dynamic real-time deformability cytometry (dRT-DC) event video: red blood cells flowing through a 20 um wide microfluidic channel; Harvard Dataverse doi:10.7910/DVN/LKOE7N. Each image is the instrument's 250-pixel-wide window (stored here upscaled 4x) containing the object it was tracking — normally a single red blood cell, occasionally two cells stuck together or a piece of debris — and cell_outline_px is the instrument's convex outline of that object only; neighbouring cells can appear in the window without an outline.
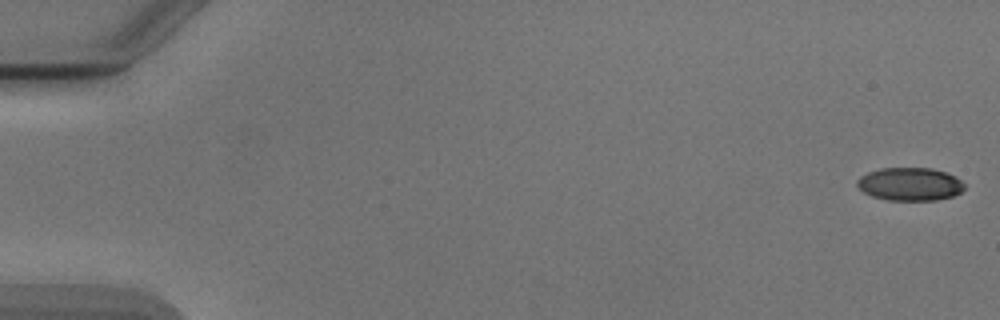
{"species": "Egyptian fruit bat (a non-hibernating species)", "species_latin": "Rousettus aegyptiacus", "temperature_condition": "cold", "stored_images_in_passage": 53, "camera_frame_rate_fps": 3000, "um_per_image_px": 0.085, "animal": {"sex": "male"}, "frame": {"image": 1, "passage_image": 1, "time_ms": 0.0, "image_size_px": [1000, 320], "cell_outline_px": [[964, 188], [960, 192], [952, 196], [936, 200], [888, 200], [872, 196], [864, 192], [856, 184], [856, 180], [860, 176], [868, 172], [880, 168], [932, 168], [956, 176], [964, 184]], "centroid_in_image_um": [77.33, 15.64], "position_along_channel_um": 7.7, "area_um2": 20.63}}
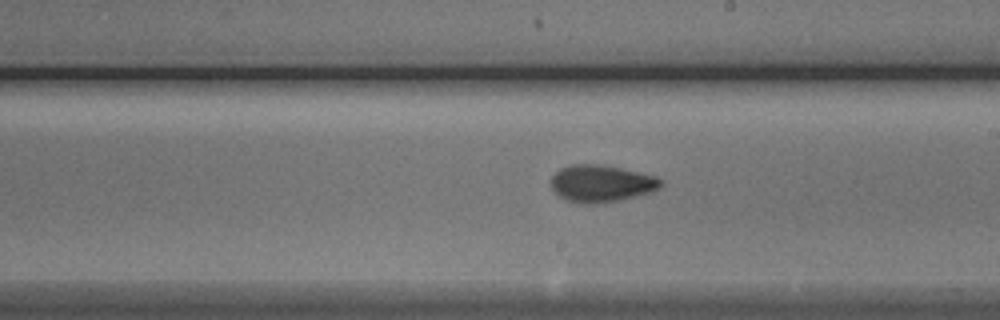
{"frame": {"image": 2, "passage_image": 31, "time_ms": 10.0, "image_size_px": [1000, 320], "cell_outline_px": [[664, 184], [660, 188], [648, 192], [620, 200], [596, 204], [580, 204], [568, 200], [560, 196], [552, 188], [552, 176], [560, 168], [572, 164], [600, 164], [620, 168], [656, 176], [664, 180]], "centroid_in_image_um": [51.13, 15.59], "position_along_channel_um": 237.9, "area_um2": 23.64}}
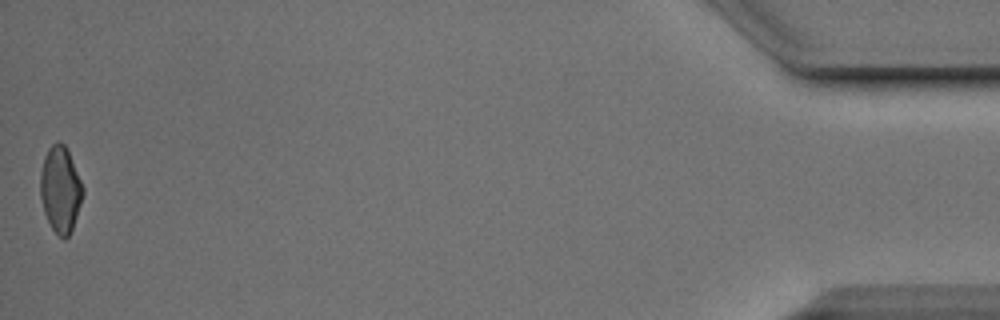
{"frame": {"image": 3, "passage_image": 53, "time_ms": 17.333, "image_size_px": [1000, 320], "cell_outline_px": [[84, 192], [72, 228], [68, 236], [64, 240], [52, 228], [44, 212], [40, 196], [40, 172], [44, 156], [48, 148], [56, 140], [60, 140], [64, 144], [68, 152], [84, 188]], "centroid_in_image_um": [5.11, 16.06], "position_along_channel_um": 430.1, "area_um2": 21.15}, "authors_computed_cell_mechanics": {"area_um2": 22.3108, "velocity_mm_per_s": 3.8933, "shape_relaxation_time_tau1_ms": 4.6681, "shape_relaxation_time_tau2_ms": 1.6831, "deformation_change_tau1": 0.1224, "deformation_change_tau2": 0.0618}}